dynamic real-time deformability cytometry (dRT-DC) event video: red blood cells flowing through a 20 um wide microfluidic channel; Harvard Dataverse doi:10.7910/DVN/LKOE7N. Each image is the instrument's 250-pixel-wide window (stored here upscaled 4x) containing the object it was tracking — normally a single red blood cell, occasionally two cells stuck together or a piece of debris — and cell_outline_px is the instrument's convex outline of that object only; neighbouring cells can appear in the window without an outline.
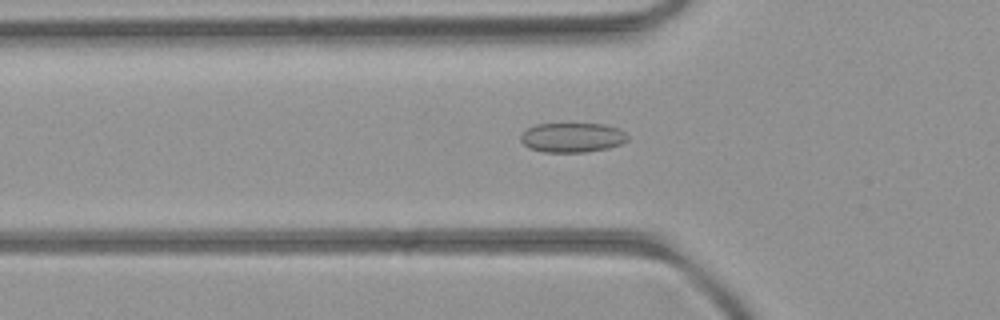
{"species": "common noctule bat (a hibernating species)", "species_latin": "Nyctalus noctula", "temperature_condition": "room temperature", "stored_images_in_passage": 37, "camera_frame_rate_fps": 3000, "um_per_image_px": 0.085, "animal": {"sex": "female", "body_mass_g": 21.9}, "frame": {"image": 1, "passage_image": 3, "time_ms": 0.667, "image_size_px": [1000, 320], "cell_outline_px": [[628, 140], [620, 144], [608, 148], [584, 152], [544, 152], [528, 148], [520, 140], [520, 136], [528, 128], [536, 124], [604, 124], [616, 128], [624, 132], [628, 136]], "centroid_in_image_um": [48.62, 11.69], "position_along_channel_um": 77.2, "area_um2": 18.32}}
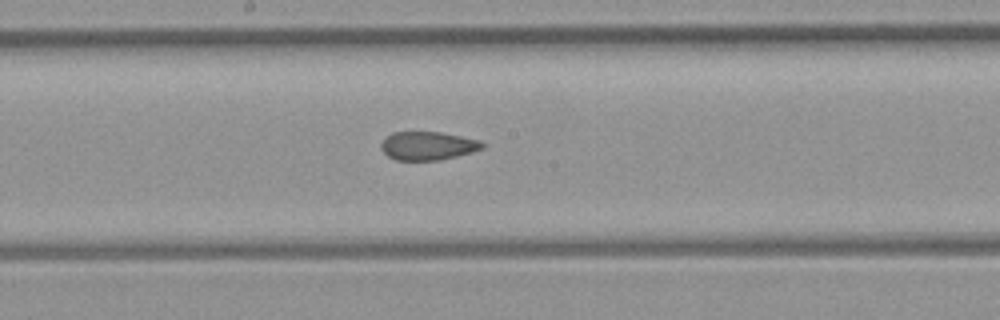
{"frame": {"image": 2, "passage_image": 13, "time_ms": 4.0, "image_size_px": [1000, 320], "cell_outline_px": [[484, 148], [472, 152], [440, 160], [396, 160], [388, 156], [380, 148], [380, 144], [392, 132], [440, 132], [480, 140], [484, 144]], "centroid_in_image_um": [36.37, 12.39], "position_along_channel_um": 211.8, "area_um2": 16.7}}
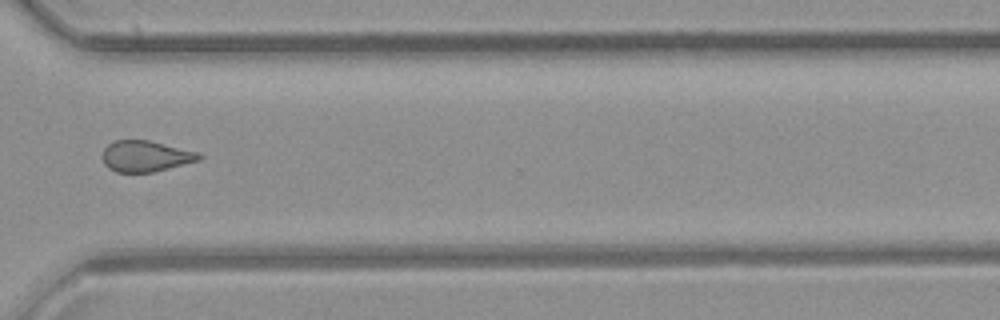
{"frame": {"image": 3, "passage_image": 24, "time_ms": 7.667, "image_size_px": [1000, 320], "cell_outline_px": [[204, 156], [200, 160], [152, 172], [116, 172], [108, 168], [104, 164], [104, 148], [112, 140], [148, 140], [200, 152]], "centroid_in_image_um": [12.4, 13.27], "position_along_channel_um": 358.2, "area_um2": 17.46}, "authors_computed_cell_mechanics": {"area_um2": 17.6868, "velocity_mm_per_s": 4.006, "shape_relaxation_time_tau1_ms": null, "shape_relaxation_time_tau2_ms": 3.3971, "deformation_change_tau1": null, "deformation_change_tau2": 0.1074}}